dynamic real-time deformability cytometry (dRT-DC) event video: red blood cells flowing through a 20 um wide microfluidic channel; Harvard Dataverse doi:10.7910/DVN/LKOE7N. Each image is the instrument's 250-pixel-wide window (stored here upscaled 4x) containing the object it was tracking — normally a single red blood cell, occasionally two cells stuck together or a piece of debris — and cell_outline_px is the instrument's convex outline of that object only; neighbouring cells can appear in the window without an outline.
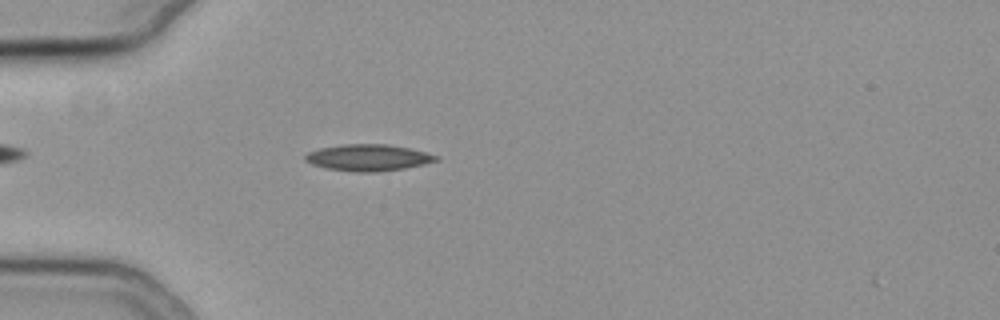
{"species": "common noctule bat (a hibernating species)", "species_latin": "Nyctalus noctula", "temperature_condition": "cold", "stored_images_in_passage": 45, "camera_frame_rate_fps": 3000, "um_per_image_px": 0.085, "animal": {"sex": "female", "body_mass_g": 19.3, "forearm_length_mm": 54.1}, "frame": {"image": 1, "passage_image": 6, "time_ms": 1.667, "image_size_px": [1000, 320], "cell_outline_px": [[440, 160], [424, 164], [404, 168], [376, 172], [356, 172], [324, 168], [312, 164], [304, 160], [304, 156], [308, 152], [320, 148], [344, 144], [388, 144], [408, 148], [440, 156]], "centroid_in_image_um": [31.29, 13.4], "position_along_channel_um": 53.7, "area_um2": 20.23}}
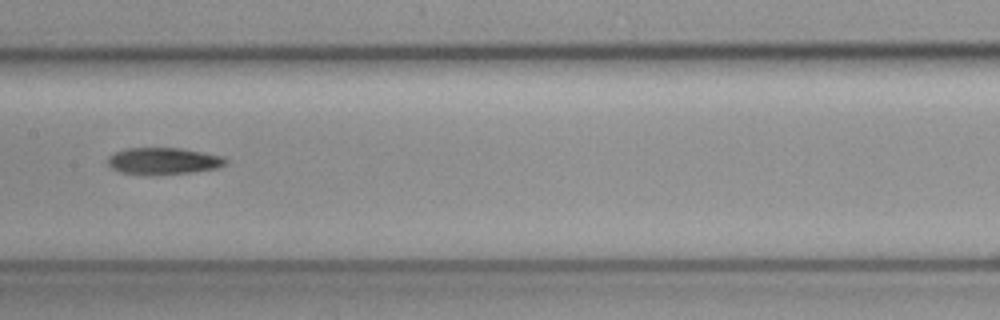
{"frame": {"image": 2, "passage_image": 18, "time_ms": 5.667, "image_size_px": [1000, 320], "cell_outline_px": [[228, 164], [216, 168], [192, 172], [148, 176], [144, 176], [120, 172], [112, 168], [108, 164], [108, 156], [112, 152], [124, 148], [180, 148], [224, 156], [228, 160]], "centroid_in_image_um": [13.86, 13.69], "position_along_channel_um": 193.5, "area_um2": 18.84}}
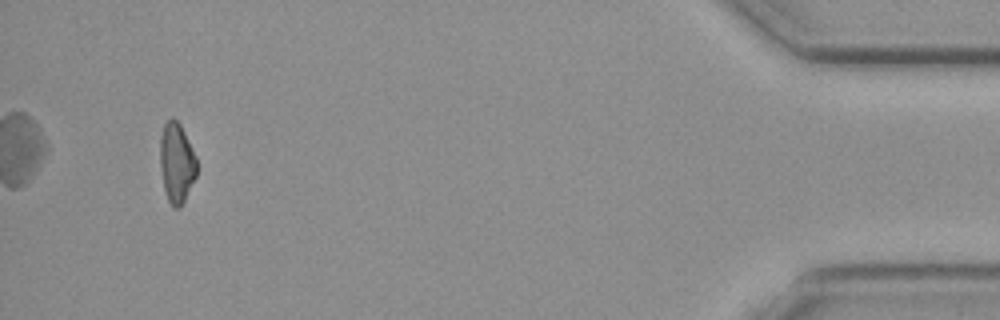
{"frame": {"image": 3, "passage_image": 42, "time_ms": 13.667, "image_size_px": [1000, 320], "cell_outline_px": [[196, 176], [180, 208], [172, 208], [168, 200], [164, 188], [160, 168], [160, 136], [164, 124], [168, 120], [176, 120], [180, 124], [196, 156]], "centroid_in_image_um": [15.0, 13.86], "position_along_channel_um": 420.2, "area_um2": 16.94}}